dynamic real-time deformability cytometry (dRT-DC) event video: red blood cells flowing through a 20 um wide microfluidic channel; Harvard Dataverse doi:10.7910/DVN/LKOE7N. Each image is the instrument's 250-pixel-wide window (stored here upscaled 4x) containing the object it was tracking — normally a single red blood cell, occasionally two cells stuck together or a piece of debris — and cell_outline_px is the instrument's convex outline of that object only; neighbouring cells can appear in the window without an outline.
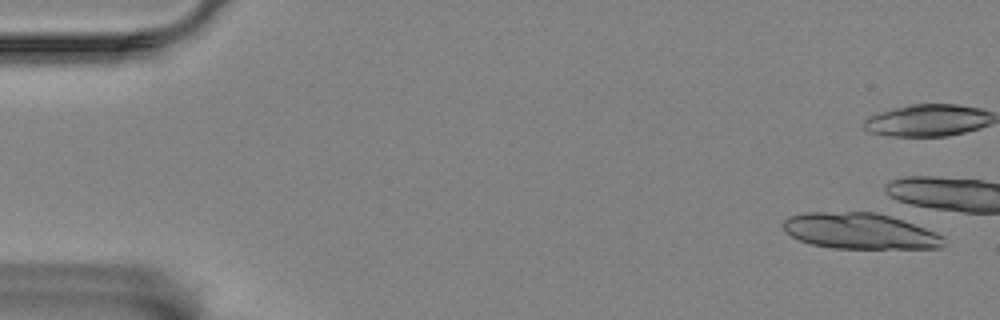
{"species": "Egyptian fruit bat (a non-hibernating species)", "species_latin": "Rousettus aegyptiacus", "temperature_condition": "room temperature", "stored_images_in_passage": 4, "camera_frame_rate_fps": 3000, "um_per_image_px": 0.085, "animal": {"sex": "female"}, "frame": {"image": 1, "passage_image": 2, "time_ms": 0.333, "image_size_px": [1000, 320], "cell_outline_px": [[944, 244], [940, 248], [832, 248], [812, 244], [800, 240], [784, 232], [784, 220], [788, 216], [804, 212], [876, 212], [892, 216], [936, 232], [940, 236]], "centroid_in_image_um": [73.05, 19.63], "position_along_channel_um": 12.0, "area_um2": 33.47}}